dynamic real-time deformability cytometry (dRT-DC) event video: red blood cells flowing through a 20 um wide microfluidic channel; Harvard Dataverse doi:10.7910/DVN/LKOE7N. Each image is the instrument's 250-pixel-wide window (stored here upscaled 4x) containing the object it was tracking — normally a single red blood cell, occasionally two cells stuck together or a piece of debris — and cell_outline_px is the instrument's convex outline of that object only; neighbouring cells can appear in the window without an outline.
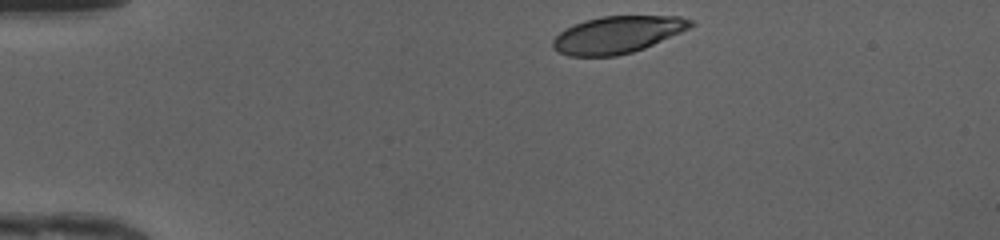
{"species": "human", "species_latin": "Homo sapiens", "temperature_condition": "cold", "stored_images_in_passage": 32, "camera_frame_rate_fps": 3000, "um_per_image_px": 0.085, "donor": {"sex": "female"}, "frame": {"image": 1, "passage_image": 1, "time_ms": 0.0, "image_size_px": [1000, 240], "cell_outline_px": [[696, 24], [680, 32], [644, 48], [632, 52], [616, 56], [568, 56], [552, 48], [552, 40], [560, 32], [572, 24], [584, 20], [600, 16], [680, 16], [692, 20]], "centroid_in_image_um": [52.45, 2.94], "position_along_channel_um": 32.6, "area_um2": 29.71}}
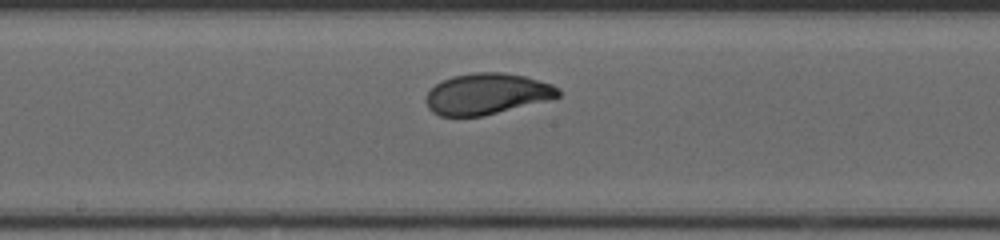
{"frame": {"image": 2, "passage_image": 18, "time_ms": 5.667, "image_size_px": [1000, 240], "cell_outline_px": [[560, 96], [548, 100], [484, 116], [440, 116], [432, 112], [428, 108], [424, 100], [428, 92], [436, 84], [452, 76], [476, 72], [504, 72], [524, 76], [552, 84], [560, 88]], "centroid_in_image_um": [41.38, 7.98], "position_along_channel_um": 206.8, "area_um2": 31.73}}
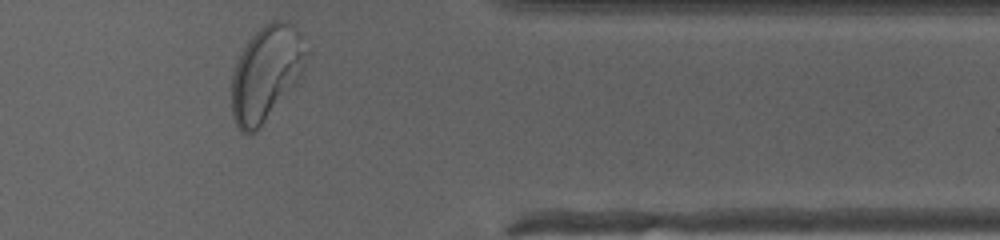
{"frame": {"image": 3, "passage_image": 32, "time_ms": 10.333, "image_size_px": [1000, 240], "cell_outline_px": [[308, 52], [300, 76], [296, 84], [256, 132], [240, 132], [232, 116], [232, 76], [236, 64], [248, 40], [264, 24], [272, 20], [280, 20], [292, 24], [308, 48]], "centroid_in_image_um": [22.63, 6.24], "position_along_channel_um": 388.8, "area_um2": 40.92}, "authors_computed_cell_mechanics": {"area_um2": 31.9345, "velocity_mm_per_s": 4.177, "shape_relaxation_time_tau1_ms": 2.474, "shape_relaxation_time_tau2_ms": null, "deformation_change_tau1": 0.1544, "deformation_change_tau2": null}}